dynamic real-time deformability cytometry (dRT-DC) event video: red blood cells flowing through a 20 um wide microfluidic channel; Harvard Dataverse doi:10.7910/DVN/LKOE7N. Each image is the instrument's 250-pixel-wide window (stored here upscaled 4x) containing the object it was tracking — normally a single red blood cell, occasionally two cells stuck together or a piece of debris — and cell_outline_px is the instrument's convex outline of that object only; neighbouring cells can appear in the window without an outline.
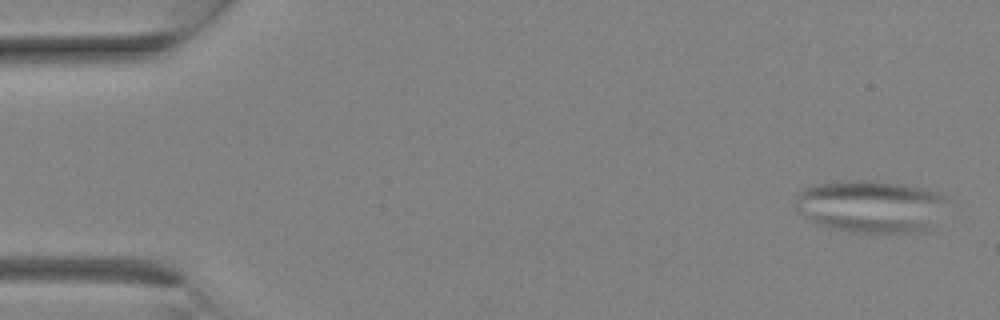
{"species": "Egyptian fruit bat (a non-hibernating species)", "species_latin": "Rousettus aegyptiacus", "temperature_condition": "room temperature", "stored_images_in_passage": 10, "camera_frame_rate_fps": 3000, "um_per_image_px": 0.085, "animal": {"sex": "female"}, "frame": {"image": 1, "passage_image": 1, "time_ms": 0.0, "image_size_px": [1000, 320], "cell_outline_px": [[948, 200], [924, 232], [848, 232], [816, 224], [800, 212], [796, 208], [796, 196], [804, 188], [820, 184], [852, 180], [872, 180], [920, 188], [936, 192], [944, 196]], "centroid_in_image_um": [73.96, 17.54], "position_along_channel_um": 11.0, "area_um2": 45.43}}